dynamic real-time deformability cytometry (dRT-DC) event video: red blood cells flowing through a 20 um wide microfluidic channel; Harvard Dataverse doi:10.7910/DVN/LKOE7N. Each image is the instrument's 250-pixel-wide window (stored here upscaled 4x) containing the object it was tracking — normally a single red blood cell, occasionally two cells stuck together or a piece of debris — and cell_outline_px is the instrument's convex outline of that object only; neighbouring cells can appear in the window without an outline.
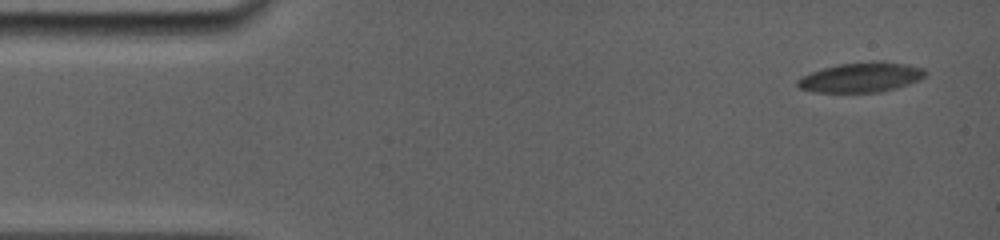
{"species": "common noctule bat (a hibernating species)", "species_latin": "Nyctalus noctula", "temperature_condition": "room temperature", "stored_images_in_passage": 6, "camera_frame_rate_fps": 5000, "um_per_image_px": 0.085, "animal": {"sex": "female", "body_mass_g": 19.0, "forearm_length_mm": 56.7}, "frame": {"image": 1, "passage_image": 1, "time_ms": 0.0, "image_size_px": [1000, 240], "cell_outline_px": [[928, 72], [924, 76], [908, 84], [896, 88], [880, 92], [812, 92], [800, 88], [796, 84], [796, 80], [812, 72], [824, 68], [840, 64], [876, 60], [880, 60], [908, 64], [924, 68]], "centroid_in_image_um": [73.22, 6.56], "position_along_channel_um": 11.8, "area_um2": 22.2}}
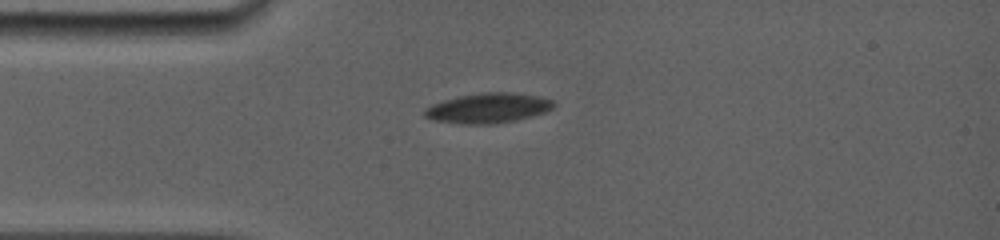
{"frame": {"image": 2, "passage_image": 4, "time_ms": 3.4, "image_size_px": [1000, 240], "cell_outline_px": [[556, 104], [552, 108], [544, 112], [532, 116], [516, 120], [492, 124], [460, 124], [432, 120], [424, 116], [424, 108], [432, 104], [444, 100], [460, 96], [484, 92], [512, 92], [536, 96], [552, 100]], "centroid_in_image_um": [41.46, 9.19], "position_along_channel_um": 43.5, "area_um2": 22.48}}
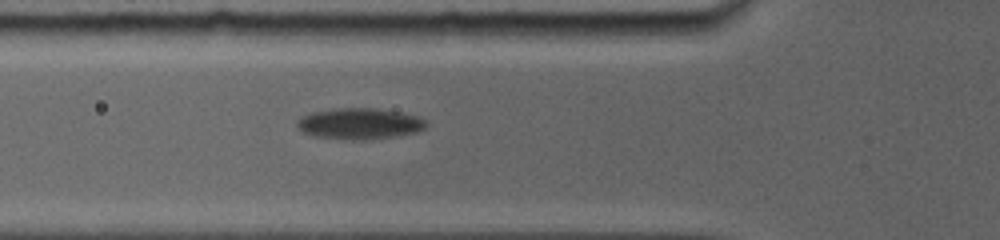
{"frame": {"image": 3, "passage_image": 6, "time_ms": 5.2, "image_size_px": [1000, 240], "cell_outline_px": [[428, 124], [424, 128], [416, 132], [396, 136], [364, 140], [352, 140], [316, 136], [304, 132], [296, 124], [296, 120], [312, 112], [340, 108], [376, 108], [400, 112], [416, 116], [428, 120]], "centroid_in_image_um": [30.61, 10.51], "position_along_channel_um": 95.2, "area_um2": 23.24}}